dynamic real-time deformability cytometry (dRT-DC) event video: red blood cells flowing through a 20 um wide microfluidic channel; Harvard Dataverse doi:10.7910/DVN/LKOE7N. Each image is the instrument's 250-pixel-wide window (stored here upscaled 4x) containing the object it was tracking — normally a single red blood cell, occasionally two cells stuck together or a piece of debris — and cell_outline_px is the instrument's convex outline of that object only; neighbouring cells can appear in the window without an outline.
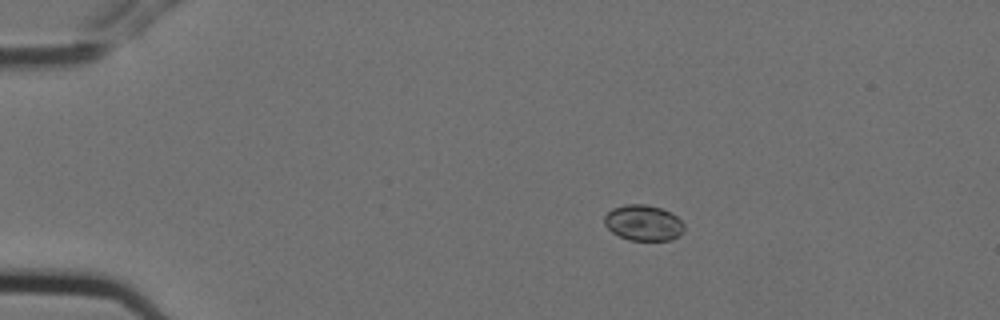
{"species": "Egyptian fruit bat (a non-hibernating species)", "species_latin": "Rousettus aegyptiacus", "temperature_condition": "cold", "stored_images_in_passage": 3, "camera_frame_rate_fps": 3000, "um_per_image_px": 0.085, "animal": {"sex": "female"}, "frame": {"image": 1, "passage_image": 1, "time_ms": 0.0, "image_size_px": [1000, 320], "cell_outline_px": [[684, 228], [680, 236], [672, 240], [628, 240], [612, 232], [604, 224], [604, 216], [612, 208], [624, 204], [644, 204], [660, 208], [672, 212], [684, 224]], "centroid_in_image_um": [54.69, 18.94], "position_along_channel_um": 30.3, "area_um2": 16.7}}